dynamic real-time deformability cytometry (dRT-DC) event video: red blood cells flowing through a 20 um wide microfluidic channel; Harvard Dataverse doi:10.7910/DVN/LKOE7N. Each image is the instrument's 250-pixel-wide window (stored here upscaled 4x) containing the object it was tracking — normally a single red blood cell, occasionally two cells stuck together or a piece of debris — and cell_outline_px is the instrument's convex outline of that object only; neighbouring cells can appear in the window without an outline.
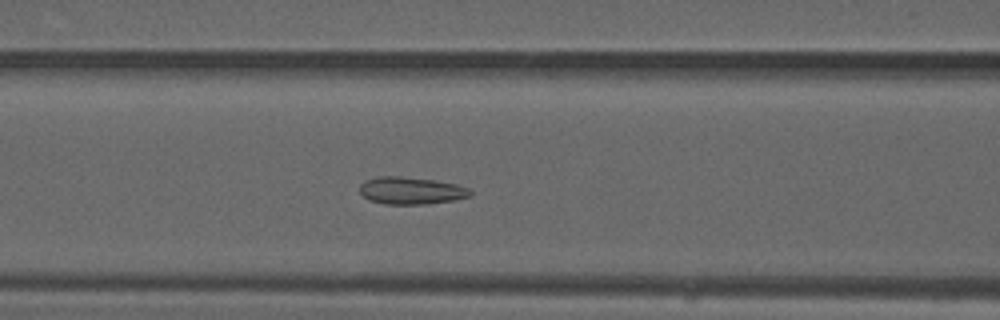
{"species": "common noctule bat (a hibernating species)", "species_latin": "Nyctalus noctula", "temperature_condition": "warm", "stored_images_in_passage": 49, "camera_frame_rate_fps": 3000, "um_per_image_px": 0.085, "animal": {"sex": "male", "forearm_length_mm": 52.5}, "frame": {"image": 1, "passage_image": 20, "time_ms": 6.333, "image_size_px": [1000, 320], "cell_outline_px": [[472, 196], [452, 200], [428, 204], [384, 204], [368, 200], [360, 192], [360, 184], [364, 180], [376, 176], [400, 176], [432, 180], [456, 184], [468, 188], [472, 192]], "centroid_in_image_um": [34.91, 16.2], "position_along_channel_um": 131.7, "area_um2": 17.63}}
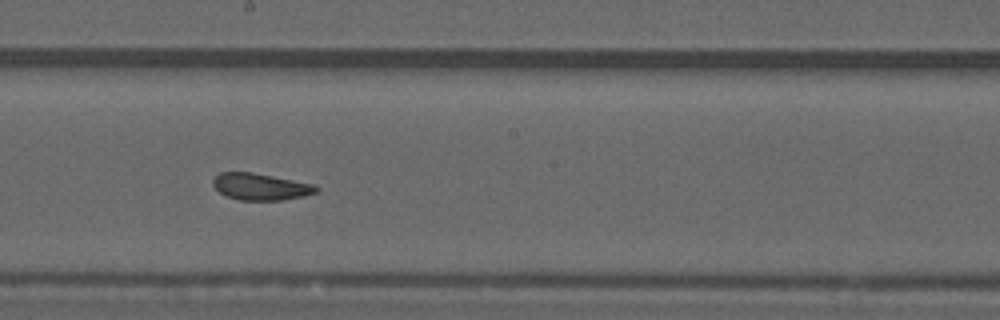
{"frame": {"image": 2, "passage_image": 27, "time_ms": 8.667, "image_size_px": [1000, 320], "cell_outline_px": [[320, 188], [316, 192], [304, 196], [280, 200], [240, 200], [228, 196], [220, 192], [212, 184], [212, 180], [220, 172], [252, 172], [316, 184]], "centroid_in_image_um": [22.18, 15.86], "position_along_channel_um": 226.0, "area_um2": 16.07}}
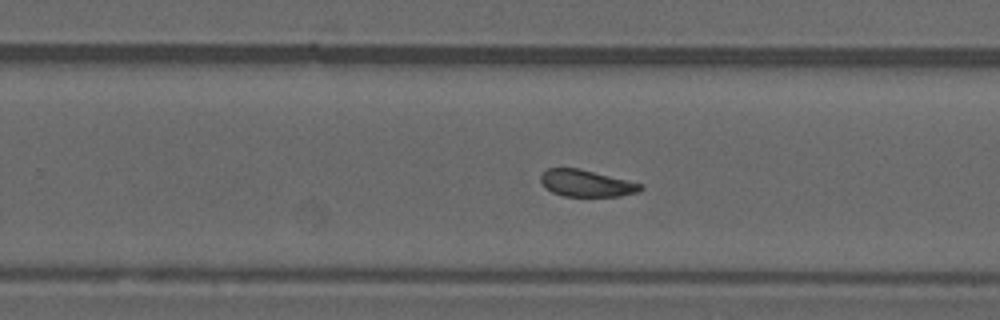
{"frame": {"image": 3, "passage_image": 31, "time_ms": 10.0, "image_size_px": [1000, 320], "cell_outline_px": [[644, 188], [636, 192], [620, 196], [564, 196], [552, 192], [544, 188], [540, 180], [540, 176], [548, 168], [580, 168], [644, 184]], "centroid_in_image_um": [49.84, 15.57], "position_along_channel_um": 280.0, "area_um2": 15.66}, "authors_computed_cell_mechanics": {"area_um2": 16.9932, "velocity_mm_per_s": 4.0601, "shape_relaxation_time_tau1_ms": null, "shape_relaxation_time_tau2_ms": 1.2516, "deformation_change_tau1": null, "deformation_change_tau2": 0.087}}